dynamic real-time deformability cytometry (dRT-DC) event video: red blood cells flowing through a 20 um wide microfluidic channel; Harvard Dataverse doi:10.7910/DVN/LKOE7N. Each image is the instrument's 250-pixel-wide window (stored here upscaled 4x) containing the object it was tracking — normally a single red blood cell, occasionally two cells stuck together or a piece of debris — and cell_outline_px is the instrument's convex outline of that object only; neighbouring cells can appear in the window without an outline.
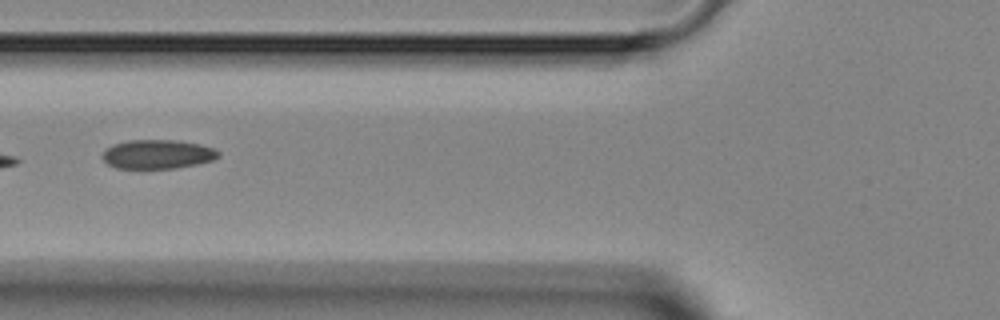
{"species": "Egyptian fruit bat (a non-hibernating species)", "species_latin": "Rousettus aegyptiacus", "temperature_condition": "room temperature", "stored_images_in_passage": 3, "camera_frame_rate_fps": 3000, "um_per_image_px": 0.085, "animal": {"sex": "female"}, "frame": {"image": 1, "passage_image": 2, "time_ms": 1.333, "image_size_px": [1000, 320], "cell_outline_px": [[220, 156], [212, 160], [196, 164], [176, 168], [116, 168], [108, 164], [104, 160], [104, 152], [108, 148], [116, 144], [128, 140], [176, 140], [200, 144], [216, 148], [220, 152]], "centroid_in_image_um": [13.46, 13.1], "position_along_channel_um": 112.3, "area_um2": 19.48}}
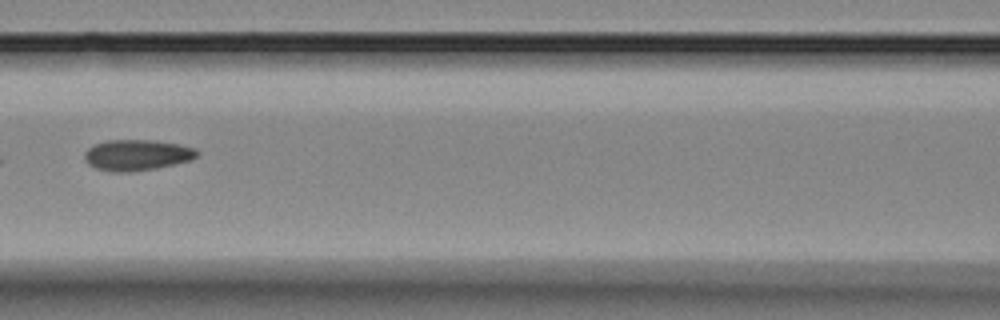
{"frame": {"image": 2, "passage_image": 3, "time_ms": 2.333, "image_size_px": [1000, 320], "cell_outline_px": [[200, 152], [192, 160], [156, 168], [128, 172], [112, 172], [96, 168], [88, 164], [84, 160], [84, 152], [88, 148], [96, 144], [108, 140], [152, 140], [176, 144], [196, 148]], "centroid_in_image_um": [11.63, 13.18], "position_along_channel_um": 155.0, "area_um2": 20.23}}